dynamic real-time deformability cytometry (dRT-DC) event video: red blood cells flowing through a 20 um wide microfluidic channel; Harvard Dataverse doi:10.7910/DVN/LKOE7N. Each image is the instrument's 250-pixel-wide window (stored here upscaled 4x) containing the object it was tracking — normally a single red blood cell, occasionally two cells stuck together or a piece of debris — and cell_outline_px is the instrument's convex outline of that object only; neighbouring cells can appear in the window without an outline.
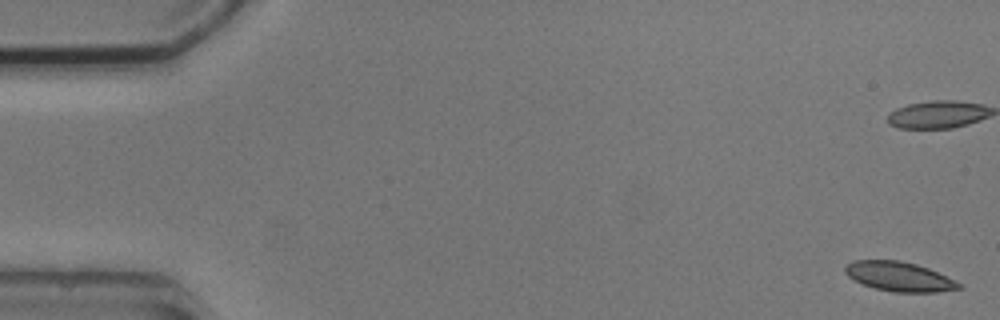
{"species": "common noctule bat (a hibernating species)", "species_latin": "Nyctalus noctula", "temperature_condition": "cold", "stored_images_in_passage": 6, "camera_frame_rate_fps": 3000, "um_per_image_px": 0.085, "animal": {"sex": "male", "body_mass_g": 20.5, "forearm_length_mm": 52.5}, "frame": {"image": 1, "passage_image": 1, "time_ms": 0.0, "image_size_px": [1000, 320], "cell_outline_px": [[964, 288], [936, 292], [892, 292], [876, 288], [864, 284], [848, 276], [844, 272], [844, 268], [848, 264], [856, 260], [900, 260], [916, 264], [928, 268], [960, 284]], "centroid_in_image_um": [76.42, 23.51], "position_along_channel_um": 8.6, "area_um2": 19.19}}